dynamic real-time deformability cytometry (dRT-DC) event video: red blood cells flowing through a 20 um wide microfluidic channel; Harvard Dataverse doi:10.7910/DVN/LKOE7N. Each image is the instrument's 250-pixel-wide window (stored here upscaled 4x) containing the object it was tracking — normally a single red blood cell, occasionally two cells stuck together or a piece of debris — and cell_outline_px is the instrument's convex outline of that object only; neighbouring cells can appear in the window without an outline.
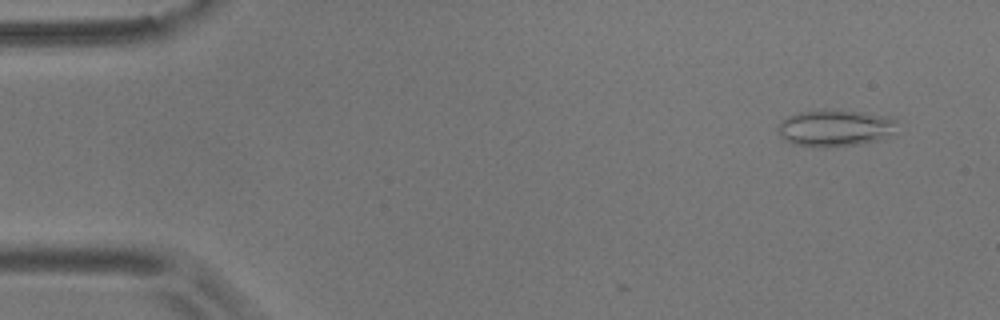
{"species": "common noctule bat (a hibernating species)", "species_latin": "Nyctalus noctula", "temperature_condition": "room temperature", "stored_images_in_passage": 7, "camera_frame_rate_fps": 3000, "um_per_image_px": 0.085, "animal": {"sex": "male", "body_mass_g": 17.9}, "frame": {"image": 1, "passage_image": 1, "time_ms": 0.0, "image_size_px": [1000, 320], "cell_outline_px": [[896, 120], [892, 132], [880, 140], [860, 144], [792, 144], [784, 140], [780, 136], [780, 124], [788, 116], [800, 112], [824, 108], [832, 108], [864, 112], [892, 116]], "centroid_in_image_um": [71.02, 10.81], "position_along_channel_um": 14.0, "area_um2": 24.85}}